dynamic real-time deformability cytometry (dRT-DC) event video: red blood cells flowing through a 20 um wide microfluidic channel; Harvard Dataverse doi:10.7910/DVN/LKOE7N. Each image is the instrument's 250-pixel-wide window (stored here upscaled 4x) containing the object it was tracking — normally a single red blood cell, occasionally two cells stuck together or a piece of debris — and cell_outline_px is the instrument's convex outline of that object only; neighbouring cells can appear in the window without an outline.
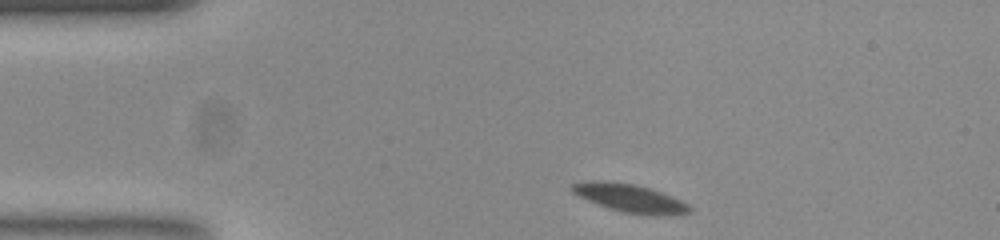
{"species": "common noctule bat (a hibernating species)", "species_latin": "Nyctalus noctula", "temperature_condition": "room temperature", "stored_images_in_passage": 47, "segment_of_instrument_passage": [1, 2], "camera_frame_rate_fps": 3000, "um_per_image_px": 0.085, "animal": {"sex": "female", "body_mass_g": 23.0, "forearm_length_mm": 53.4}, "frame": {"image": 1, "passage_image": 1, "time_ms": 0.0, "image_size_px": [1000, 240], "cell_outline_px": [[692, 208], [688, 212], [624, 212], [588, 200], [572, 192], [572, 184], [632, 184], [648, 188], [660, 192], [680, 200]], "centroid_in_image_um": [53.55, 16.84], "position_along_channel_um": 31.4, "area_um2": 16.59}}
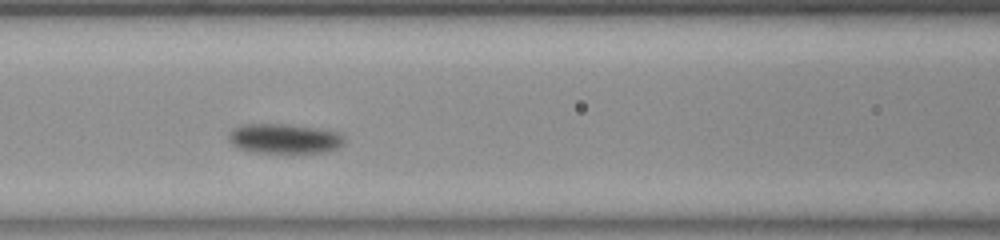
{"frame": {"image": 2, "passage_image": 14, "time_ms": 4.333, "image_size_px": [1000, 240], "cell_outline_px": [[340, 144], [336, 148], [324, 152], [256, 152], [240, 148], [232, 144], [232, 132], [236, 128], [244, 124], [284, 124], [312, 128], [332, 132], [340, 136]], "centroid_in_image_um": [24.11, 11.79], "position_along_channel_um": 142.5, "area_um2": 18.79}}
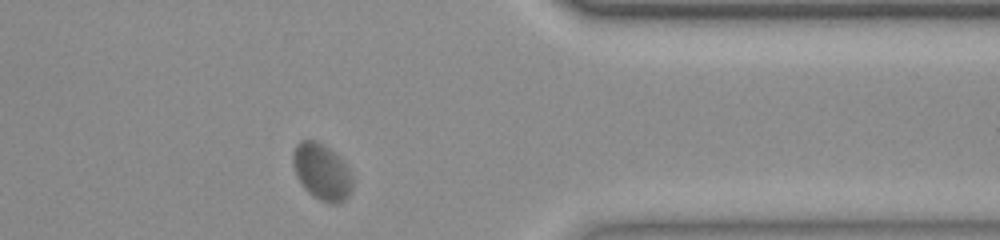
{"frame": {"image": 3, "passage_image": 35, "time_ms": 11.333, "image_size_px": [1000, 240], "cell_outline_px": [[352, 184], [348, 196], [344, 200], [336, 204], [328, 204], [320, 200], [308, 192], [304, 188], [296, 176], [292, 160], [292, 156], [296, 144], [300, 140], [316, 140], [332, 152], [344, 164], [352, 180]], "centroid_in_image_um": [27.3, 14.63], "position_along_channel_um": 384.1, "area_um2": 19.07}}